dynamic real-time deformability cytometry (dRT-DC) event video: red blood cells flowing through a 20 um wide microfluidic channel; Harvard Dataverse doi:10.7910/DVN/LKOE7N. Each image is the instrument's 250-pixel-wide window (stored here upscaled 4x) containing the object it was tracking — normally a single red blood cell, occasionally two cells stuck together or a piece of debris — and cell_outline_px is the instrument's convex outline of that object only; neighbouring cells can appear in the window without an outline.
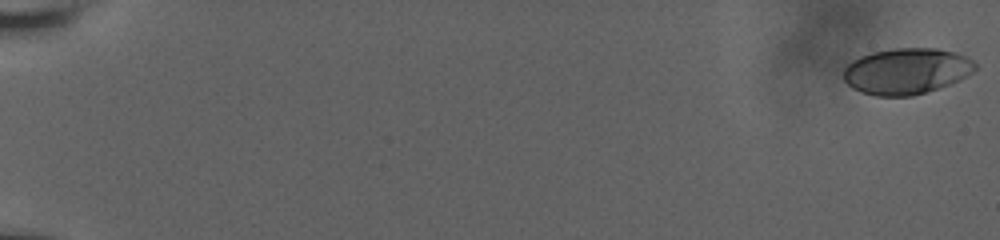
{"species": "human", "species_latin": "Homo sapiens", "temperature_condition": "room temperature", "stored_images_in_passage": 33, "camera_frame_rate_fps": 3000, "um_per_image_px": 0.085, "donor": {"sex": "male"}, "frame": {"image": 1, "passage_image": 1, "time_ms": 0.0, "image_size_px": [1000, 240], "cell_outline_px": [[976, 68], [972, 72], [960, 80], [912, 96], [876, 96], [860, 92], [852, 88], [844, 80], [844, 68], [852, 60], [860, 56], [872, 52], [892, 48], [936, 48], [956, 52], [968, 56], [976, 64]], "centroid_in_image_um": [77.04, 6.03], "position_along_channel_um": 8.0, "area_um2": 35.43}}
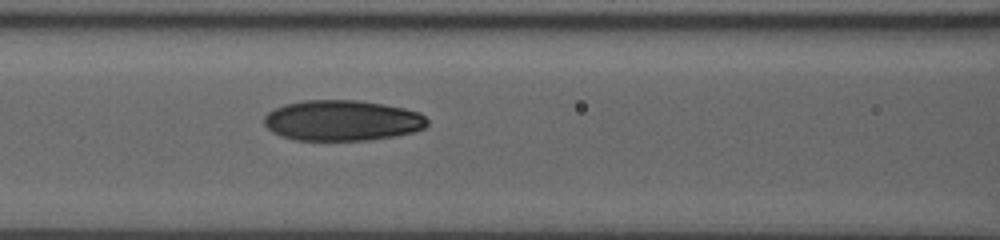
{"frame": {"image": 2, "passage_image": 24, "time_ms": 9.333, "image_size_px": [1000, 240], "cell_outline_px": [[428, 124], [424, 128], [412, 132], [392, 136], [368, 140], [296, 140], [280, 136], [272, 132], [264, 124], [264, 116], [268, 112], [284, 104], [304, 100], [356, 100], [384, 104], [404, 108], [420, 112], [428, 120]], "centroid_in_image_um": [29.07, 10.24], "position_along_channel_um": 137.5, "area_um2": 38.67}}
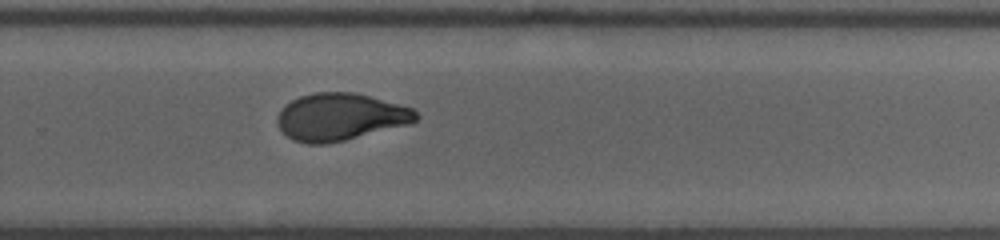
{"frame": {"image": 3, "passage_image": 33, "time_ms": 13.667, "image_size_px": [1000, 240], "cell_outline_px": [[420, 116], [416, 120], [408, 124], [328, 144], [308, 144], [292, 140], [280, 128], [276, 120], [276, 116], [280, 108], [284, 104], [300, 96], [316, 92], [352, 92], [400, 104], [412, 108]], "centroid_in_image_um": [28.88, 9.93], "position_along_channel_um": 300.9, "area_um2": 38.03}}